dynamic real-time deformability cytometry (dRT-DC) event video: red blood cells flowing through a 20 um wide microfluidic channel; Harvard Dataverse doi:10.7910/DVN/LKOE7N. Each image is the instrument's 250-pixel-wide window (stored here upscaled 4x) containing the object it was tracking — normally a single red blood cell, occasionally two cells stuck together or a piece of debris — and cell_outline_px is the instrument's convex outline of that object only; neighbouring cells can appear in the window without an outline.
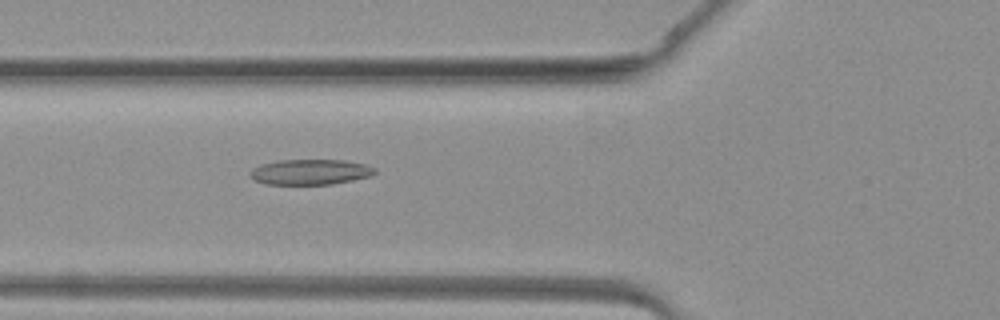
{"species": "common noctule bat (a hibernating species)", "species_latin": "Nyctalus noctula", "temperature_condition": "warm", "stored_images_in_passage": 40, "camera_frame_rate_fps": 3000, "um_per_image_px": 0.085, "animal": {"sex": "female", "body_mass_g": 19.3, "forearm_length_mm": 54.1}, "frame": {"image": 1, "passage_image": 15, "time_ms": 4.667, "image_size_px": [1000, 320], "cell_outline_px": [[376, 172], [372, 176], [332, 184], [264, 184], [252, 180], [248, 176], [248, 172], [252, 168], [260, 164], [276, 160], [344, 160], [368, 164], [376, 168]], "centroid_in_image_um": [26.34, 14.61], "position_along_channel_um": 99.5, "area_um2": 18.84}}
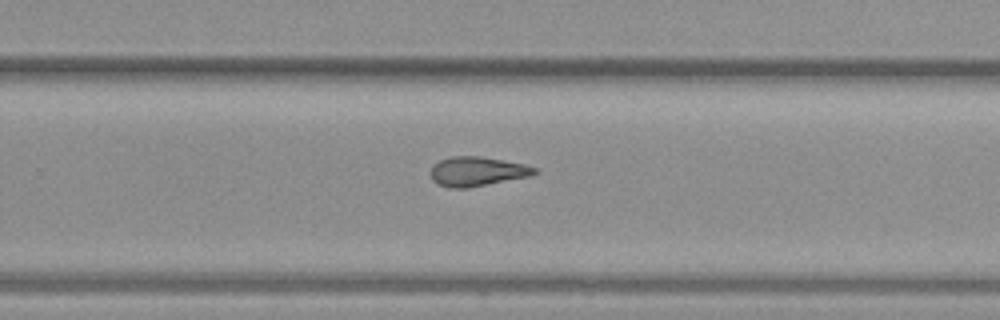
{"frame": {"image": 2, "passage_image": 26, "time_ms": 8.333, "image_size_px": [1000, 320], "cell_outline_px": [[540, 172], [532, 176], [468, 188], [448, 188], [436, 184], [432, 180], [432, 164], [440, 160], [452, 156], [480, 156], [524, 164], [536, 168]], "centroid_in_image_um": [40.57, 14.58], "position_along_channel_um": 289.2, "area_um2": 17.98}}
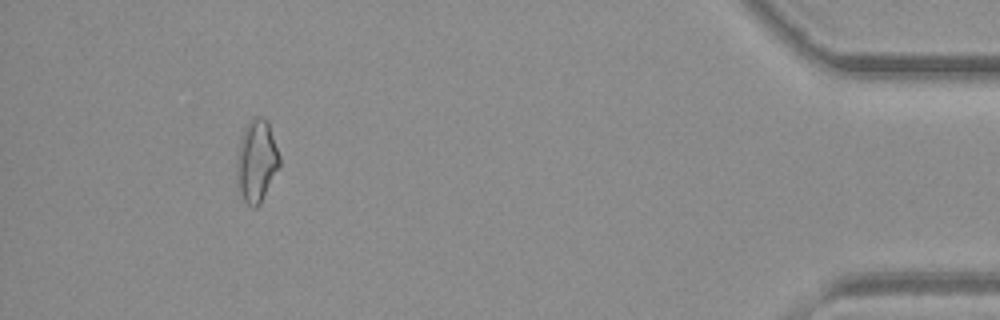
{"frame": {"image": 3, "passage_image": 37, "time_ms": 12.0, "image_size_px": [1000, 320], "cell_outline_px": [[280, 164], [260, 204], [256, 208], [252, 208], [244, 200], [236, 188], [236, 160], [240, 140], [244, 128], [248, 120], [252, 116], [260, 116], [268, 120], [280, 156]], "centroid_in_image_um": [21.78, 13.67], "position_along_channel_um": 413.4, "area_um2": 20.87}}